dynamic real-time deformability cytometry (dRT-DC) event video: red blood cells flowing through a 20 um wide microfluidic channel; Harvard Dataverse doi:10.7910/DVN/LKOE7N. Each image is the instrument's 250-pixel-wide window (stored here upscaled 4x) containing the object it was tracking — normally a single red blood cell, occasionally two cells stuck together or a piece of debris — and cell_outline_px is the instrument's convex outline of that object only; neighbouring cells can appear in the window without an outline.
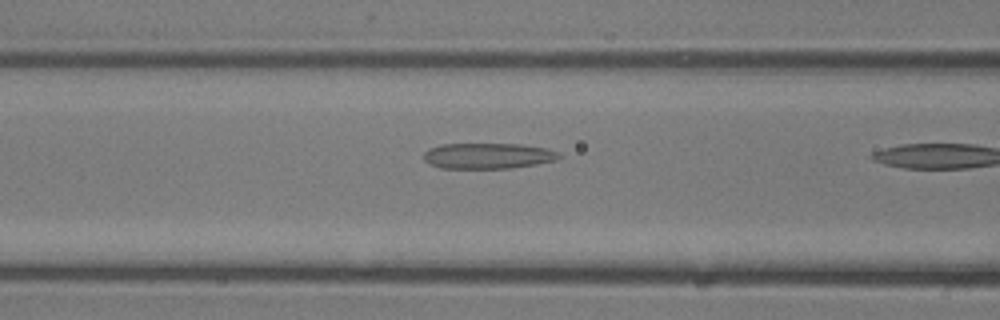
{"species": "common noctule bat (a hibernating species)", "species_latin": "Nyctalus noctula", "temperature_condition": "room temperature", "stored_images_in_passage": 11, "camera_frame_rate_fps": 3000, "um_per_image_px": 0.085, "animal": {"sex": "male", "body_mass_g": 13.3}, "frame": {"image": 1, "passage_image": 10, "time_ms": 3.0, "image_size_px": [1000, 320], "cell_outline_px": [[560, 156], [556, 160], [536, 164], [512, 168], [440, 168], [428, 164], [424, 160], [424, 152], [428, 148], [440, 144], [520, 144], [544, 148], [560, 152]], "centroid_in_image_um": [41.43, 13.25], "position_along_channel_um": 125.2, "area_um2": 20.35}}